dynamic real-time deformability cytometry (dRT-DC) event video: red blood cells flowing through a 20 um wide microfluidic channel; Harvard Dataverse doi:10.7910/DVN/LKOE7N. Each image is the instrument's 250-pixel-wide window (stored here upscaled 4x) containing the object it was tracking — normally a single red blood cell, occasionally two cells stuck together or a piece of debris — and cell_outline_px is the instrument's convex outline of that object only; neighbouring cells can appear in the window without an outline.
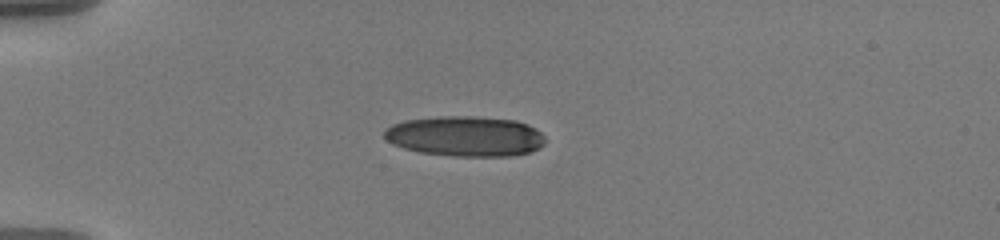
{"species": "human", "species_latin": "Homo sapiens", "temperature_condition": "warm", "stored_images_in_passage": 42, "camera_frame_rate_fps": 3000, "um_per_image_px": 0.085, "donor": {"sex": "male"}, "frame": {"image": 1, "passage_image": 1, "time_ms": 0.0, "image_size_px": [1000, 240], "cell_outline_px": [[544, 144], [528, 152], [512, 156], [456, 156], [420, 152], [404, 148], [392, 144], [384, 136], [384, 128], [392, 124], [404, 120], [440, 116], [472, 116], [516, 120], [528, 124], [536, 128], [544, 136]], "centroid_in_image_um": [39.53, 11.57], "position_along_channel_um": 45.5, "area_um2": 37.8}}
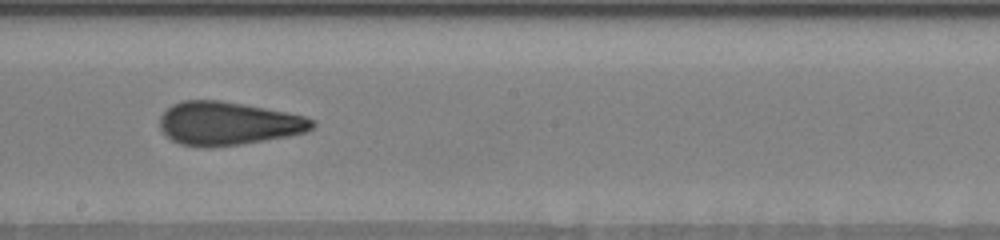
{"frame": {"image": 2, "passage_image": 19, "time_ms": 6.0, "image_size_px": [1000, 240], "cell_outline_px": [[316, 124], [312, 128], [304, 132], [288, 136], [240, 144], [208, 148], [180, 144], [172, 140], [160, 128], [160, 116], [172, 104], [180, 100], [220, 100], [244, 104], [304, 116], [316, 120]], "centroid_in_image_um": [19.37, 10.49], "position_along_channel_um": 228.8, "area_um2": 38.38}}
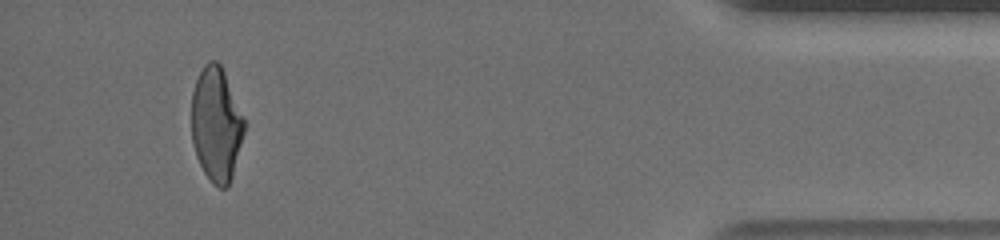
{"frame": {"image": 3, "passage_image": 39, "time_ms": 12.667, "image_size_px": [1000, 240], "cell_outline_px": [[248, 124], [232, 176], [228, 188], [220, 188], [212, 184], [204, 172], [196, 156], [192, 140], [192, 92], [196, 80], [204, 64], [208, 60], [216, 60], [220, 64], [224, 72]], "centroid_in_image_um": [18.41, 10.58], "position_along_channel_um": 416.8, "area_um2": 35.6}, "authors_computed_cell_mechanics": {"area_um2": 37.8012, "velocity_mm_per_s": 3.6084, "shape_relaxation_time_tau1_ms": 10.3499, "shape_relaxation_time_tau2_ms": 1.7806, "deformation_change_tau1": 0.2877, "deformation_change_tau2": 0.1015}}